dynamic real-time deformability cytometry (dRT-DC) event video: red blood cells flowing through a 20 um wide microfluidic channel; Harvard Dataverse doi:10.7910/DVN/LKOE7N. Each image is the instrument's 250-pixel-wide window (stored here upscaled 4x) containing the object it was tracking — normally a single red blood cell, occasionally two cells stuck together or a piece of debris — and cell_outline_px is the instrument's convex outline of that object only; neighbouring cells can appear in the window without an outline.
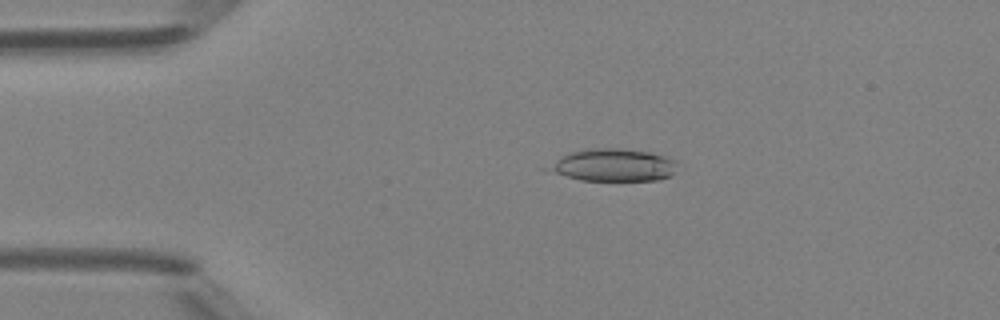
{"species": "Egyptian fruit bat (a non-hibernating species)", "species_latin": "Rousettus aegyptiacus", "temperature_condition": "room temperature", "stored_images_in_passage": 21, "camera_frame_rate_fps": 3000, "um_per_image_px": 0.085, "animal": {"sex": "female"}, "frame": {"image": 1, "passage_image": 4, "time_ms": 1.0, "image_size_px": [1000, 320], "cell_outline_px": [[676, 160], [672, 172], [668, 176], [656, 180], [580, 180], [540, 168], [560, 156], [572, 152], [588, 148], [624, 148], [648, 152], [668, 156]], "centroid_in_image_um": [52.04, 14.01], "position_along_channel_um": 33.0, "area_um2": 24.39}}
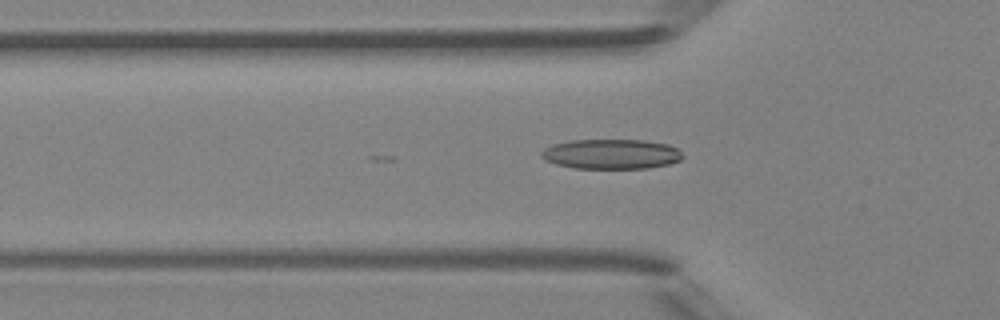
{"frame": {"image": 2, "passage_image": 10, "time_ms": 3.0, "image_size_px": [1000, 320], "cell_outline_px": [[684, 156], [680, 160], [668, 164], [648, 168], [572, 168], [556, 164], [544, 160], [540, 156], [540, 152], [544, 148], [552, 144], [572, 140], [644, 140], [668, 144], [676, 148]], "centroid_in_image_um": [51.92, 13.09], "position_along_channel_um": 73.9, "area_um2": 24.68}}
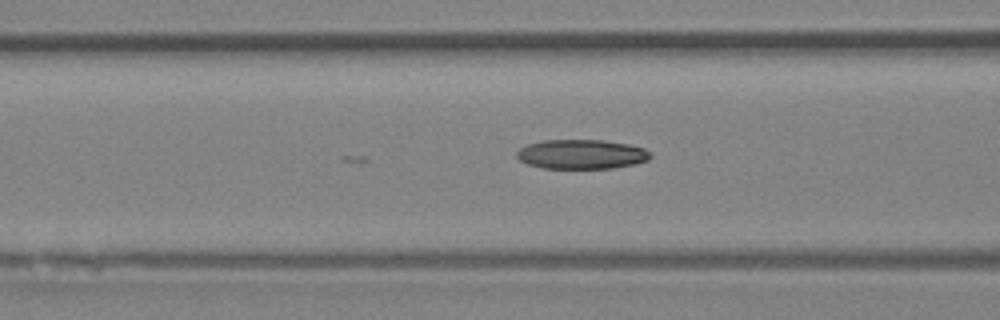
{"frame": {"image": 3, "passage_image": 13, "time_ms": 4.0, "image_size_px": [1000, 320], "cell_outline_px": [[652, 156], [648, 160], [632, 164], [612, 168], [544, 168], [528, 164], [520, 160], [516, 156], [516, 152], [520, 148], [528, 144], [544, 140], [604, 140], [628, 144], [644, 148]], "centroid_in_image_um": [49.41, 13.1], "position_along_channel_um": 117.2, "area_um2": 22.77}}